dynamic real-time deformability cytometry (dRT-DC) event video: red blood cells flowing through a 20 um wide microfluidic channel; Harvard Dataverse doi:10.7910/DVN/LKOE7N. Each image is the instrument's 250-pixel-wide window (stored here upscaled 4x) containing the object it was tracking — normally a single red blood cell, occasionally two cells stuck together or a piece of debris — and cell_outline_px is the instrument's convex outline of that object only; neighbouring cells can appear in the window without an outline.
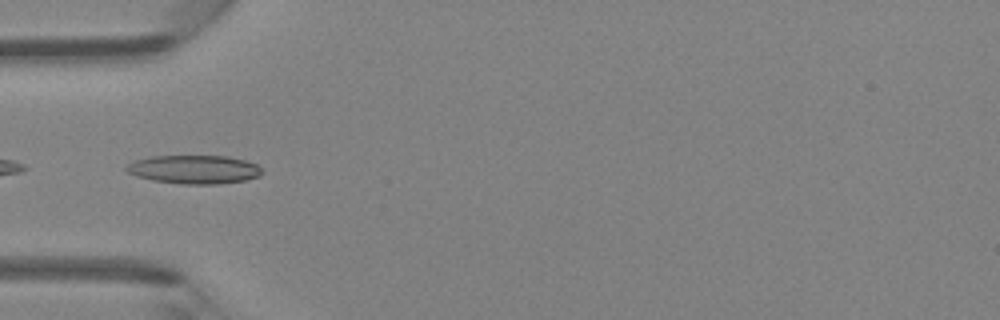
{"species": "Egyptian fruit bat (a non-hibernating species)", "species_latin": "Rousettus aegyptiacus", "temperature_condition": "room temperature", "stored_images_in_passage": 46, "camera_frame_rate_fps": 3000, "um_per_image_px": 0.085, "animal": {"sex": "female"}, "frame": {"image": 1, "passage_image": 15, "time_ms": 4.667, "image_size_px": [1000, 320], "cell_outline_px": [[264, 172], [260, 176], [244, 180], [220, 184], [184, 184], [152, 180], [136, 176], [128, 172], [124, 168], [132, 160], [152, 156], [228, 156], [244, 160], [256, 164]], "centroid_in_image_um": [16.49, 14.4], "position_along_channel_um": 68.5, "area_um2": 22.66}}
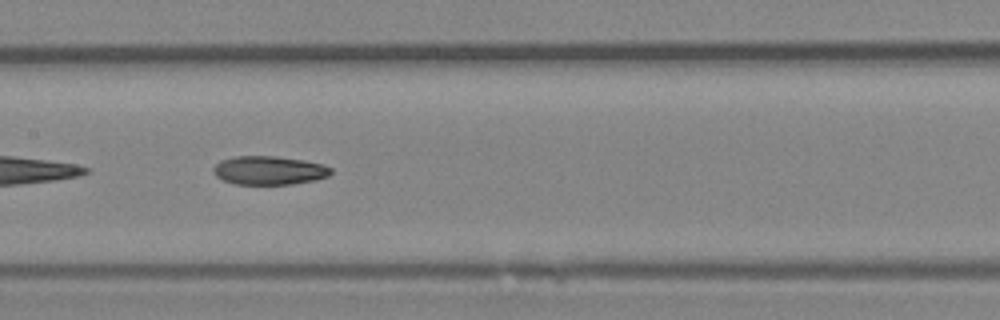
{"frame": {"image": 2, "passage_image": 23, "time_ms": 7.333, "image_size_px": [1000, 320], "cell_outline_px": [[332, 172], [328, 176], [316, 180], [292, 184], [236, 184], [224, 180], [216, 176], [212, 172], [212, 168], [220, 160], [236, 156], [276, 156], [304, 160], [324, 164], [332, 168]], "centroid_in_image_um": [22.88, 14.48], "position_along_channel_um": 184.5, "area_um2": 19.77}}
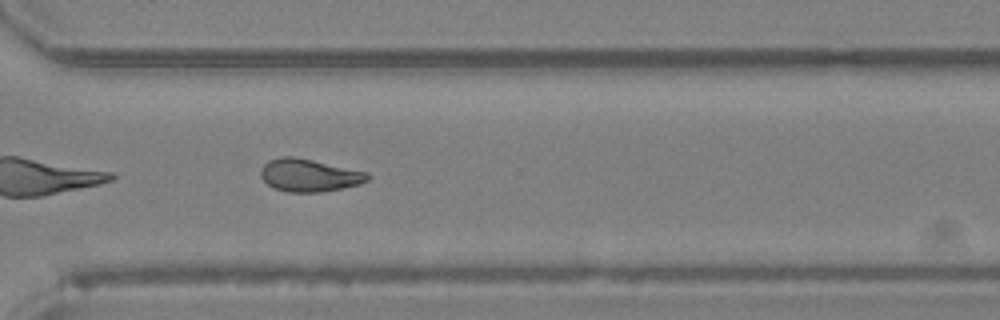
{"frame": {"image": 3, "passage_image": 34, "time_ms": 11.0, "image_size_px": [1000, 320], "cell_outline_px": [[372, 176], [368, 180], [360, 184], [320, 192], [288, 192], [276, 188], [268, 184], [260, 176], [260, 168], [268, 160], [280, 156], [292, 156], [312, 160], [368, 172]], "centroid_in_image_um": [26.27, 14.89], "position_along_channel_um": 344.3, "area_um2": 20.29}, "authors_computed_cell_mechanics": {"area_um2": 20.3456, "velocity_mm_per_s": 4.3632, "shape_relaxation_time_tau1_ms": 4.24, "shape_relaxation_time_tau2_ms": 3.825, "deformation_change_tau1": 0.144, "deformation_change_tau2": 0.11}}